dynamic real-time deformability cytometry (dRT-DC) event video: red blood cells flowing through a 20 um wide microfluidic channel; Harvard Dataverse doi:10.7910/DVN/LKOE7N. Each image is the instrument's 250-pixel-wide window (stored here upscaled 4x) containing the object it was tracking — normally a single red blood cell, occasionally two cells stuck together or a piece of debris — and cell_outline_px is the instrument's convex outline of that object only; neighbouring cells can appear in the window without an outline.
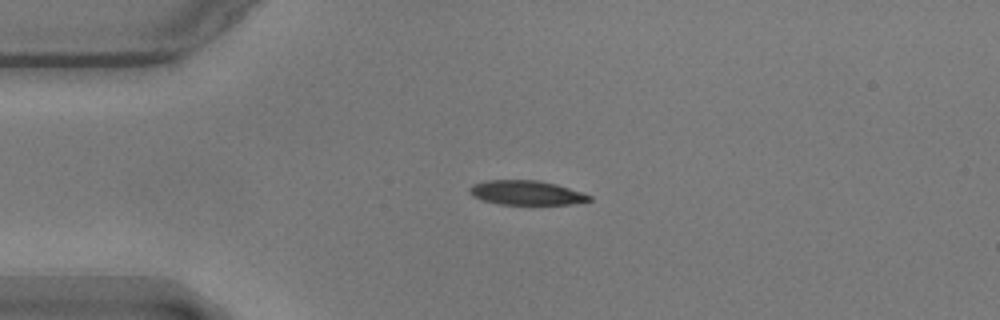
{"species": "common noctule bat (a hibernating species)", "species_latin": "Nyctalus noctula", "temperature_condition": "warm", "stored_images_in_passage": 44, "camera_frame_rate_fps": 3000, "um_per_image_px": 0.085, "animal": {"sex": "male", "body_mass_g": 17.9}, "frame": {"image": 1, "passage_image": 1, "time_ms": 0.0, "image_size_px": [1000, 320], "cell_outline_px": [[592, 200], [572, 204], [500, 204], [484, 200], [472, 196], [468, 192], [468, 188], [472, 184], [484, 180], [536, 180], [556, 184], [592, 196]], "centroid_in_image_um": [44.69, 16.37], "position_along_channel_um": 40.3, "area_um2": 16.94}}
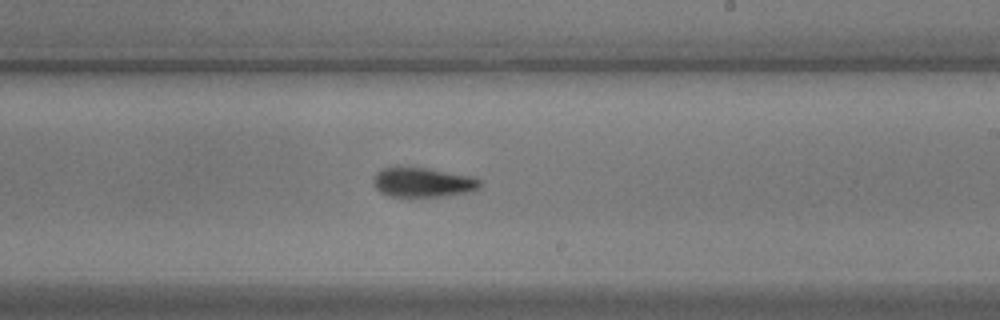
{"frame": {"image": 2, "passage_image": 21, "time_ms": 6.667, "image_size_px": [1000, 320], "cell_outline_px": [[484, 184], [480, 188], [472, 192], [444, 196], [408, 200], [388, 196], [380, 192], [372, 184], [372, 180], [376, 172], [384, 168], [428, 168], [472, 176], [480, 180]], "centroid_in_image_um": [35.95, 15.56], "position_along_channel_um": 253.1, "area_um2": 19.25}}
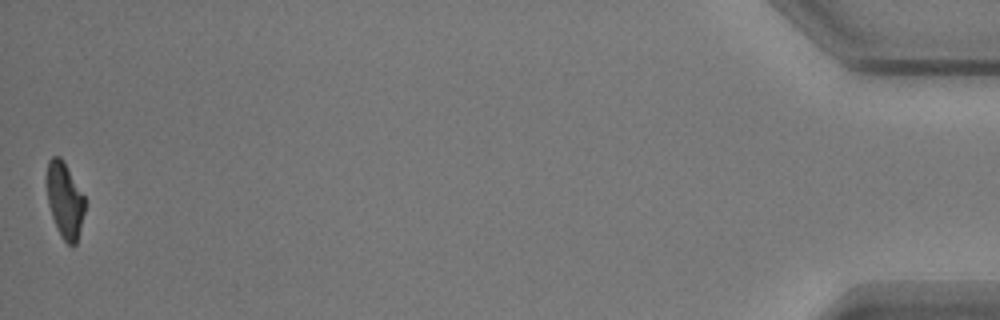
{"frame": {"image": 3, "passage_image": 44, "time_ms": 14.333, "image_size_px": [1000, 320], "cell_outline_px": [[84, 212], [76, 244], [68, 244], [60, 236], [52, 216], [48, 204], [48, 160], [52, 156], [60, 156], [64, 160], [84, 196]], "centroid_in_image_um": [5.51, 17.0], "position_along_channel_um": 429.7, "area_um2": 16.42}, "authors_computed_cell_mechanics": {"area_um2": 18.2648, "velocity_mm_per_s": 3.5563, "shape_relaxation_time_tau1_ms": 4.8144, "shape_relaxation_time_tau2_ms": 3.4167, "deformation_change_tau1": 0.1855, "deformation_change_tau2": 0.1032}}